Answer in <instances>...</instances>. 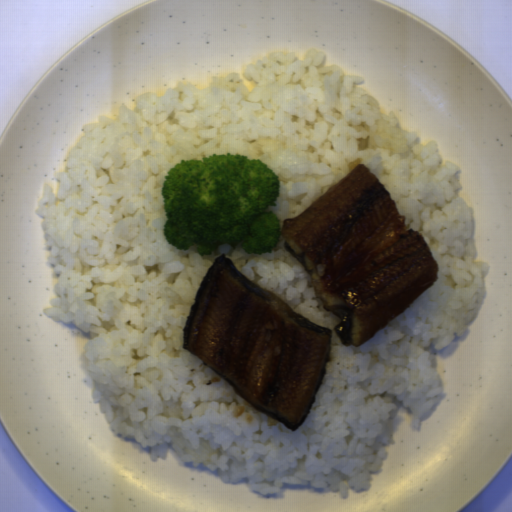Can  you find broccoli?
Here are the masks:
<instances>
[{"instance_id": "obj_1", "label": "broccoli", "mask_w": 512, "mask_h": 512, "mask_svg": "<svg viewBox=\"0 0 512 512\" xmlns=\"http://www.w3.org/2000/svg\"><path fill=\"white\" fill-rule=\"evenodd\" d=\"M161 188L166 241L180 251L218 256L220 245L248 254L272 253L280 221L268 206L280 197L279 176L260 158L240 153L181 159Z\"/></svg>"}]
</instances>
